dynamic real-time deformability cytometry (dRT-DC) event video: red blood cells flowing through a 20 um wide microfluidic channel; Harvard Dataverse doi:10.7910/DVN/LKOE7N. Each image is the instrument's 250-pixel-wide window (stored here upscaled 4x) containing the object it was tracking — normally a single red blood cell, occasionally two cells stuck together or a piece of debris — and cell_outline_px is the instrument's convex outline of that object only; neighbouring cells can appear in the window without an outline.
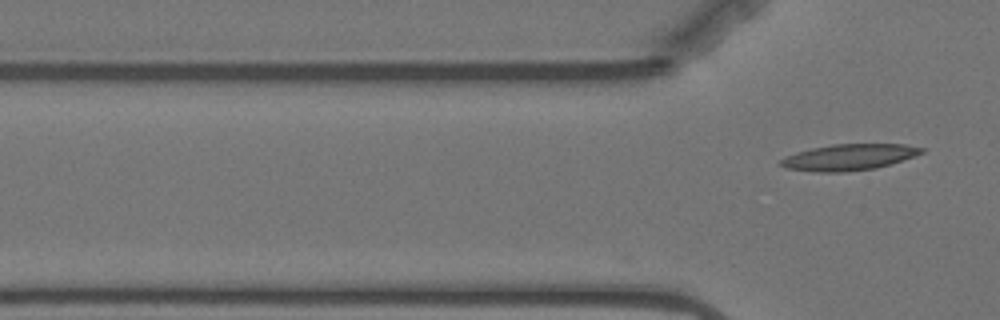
{"species": "Egyptian fruit bat (a non-hibernating species)", "species_latin": "Rousettus aegyptiacus", "temperature_condition": "warm", "stored_images_in_passage": 6, "camera_frame_rate_fps": 3000, "um_per_image_px": 0.085, "animal": {"sex": "female"}, "frame": {"image": 1, "passage_image": 6, "time_ms": 1.667, "image_size_px": [1000, 320], "cell_outline_px": [[924, 152], [876, 168], [840, 172], [816, 172], [788, 168], [776, 164], [784, 156], [796, 152], [812, 148], [832, 144], [904, 144], [924, 148]], "centroid_in_image_um": [72.09, 13.35], "position_along_channel_um": 53.7, "area_um2": 21.27}}